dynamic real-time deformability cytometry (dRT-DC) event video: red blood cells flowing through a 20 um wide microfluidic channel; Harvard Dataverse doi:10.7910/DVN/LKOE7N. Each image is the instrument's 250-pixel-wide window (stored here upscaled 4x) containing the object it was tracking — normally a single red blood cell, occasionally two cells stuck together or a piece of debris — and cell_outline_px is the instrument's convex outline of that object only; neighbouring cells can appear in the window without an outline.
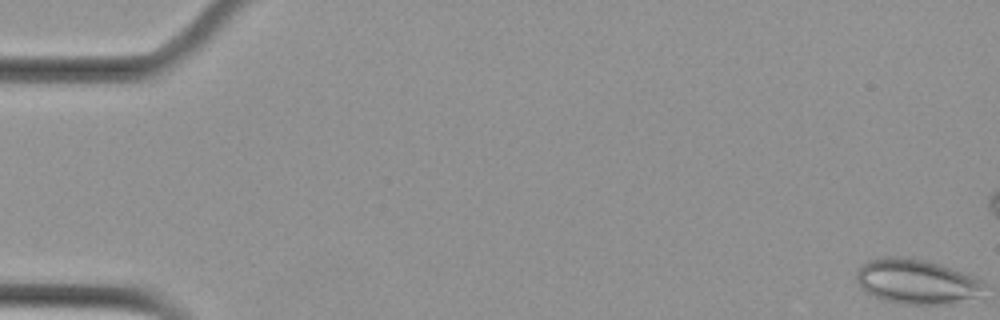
{"species": "Egyptian fruit bat (a non-hibernating species)", "species_latin": "Rousettus aegyptiacus", "temperature_condition": "cold", "stored_images_in_passage": 10, "camera_frame_rate_fps": 3000, "um_per_image_px": 0.085, "animal": {"sex": "female"}, "frame": {"image": 1, "passage_image": 1, "time_ms": 0.0, "image_size_px": [1000, 320], "cell_outline_px": [[984, 284], [976, 296], [944, 304], [900, 304], [884, 300], [868, 292], [856, 280], [856, 272], [868, 260], [884, 256], [900, 256], [924, 260], [940, 264], [976, 276]], "centroid_in_image_um": [77.87, 23.91], "position_along_channel_um": 7.1, "area_um2": 32.77}}
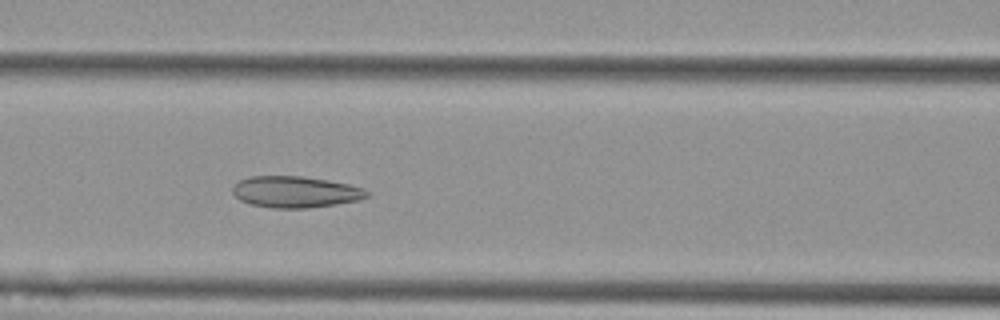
{"frame": {"image": 2, "passage_image": 7, "time_ms": 2.0, "image_size_px": [1000, 320], "cell_outline_px": [[372, 192], [368, 196], [360, 200], [336, 204], [308, 208], [272, 208], [252, 204], [240, 200], [232, 192], [232, 188], [240, 180], [252, 176], [300, 176], [328, 180], [348, 184], [364, 188]], "centroid_in_image_um": [25.15, 16.31], "position_along_channel_um": 141.4, "area_um2": 24.57}}
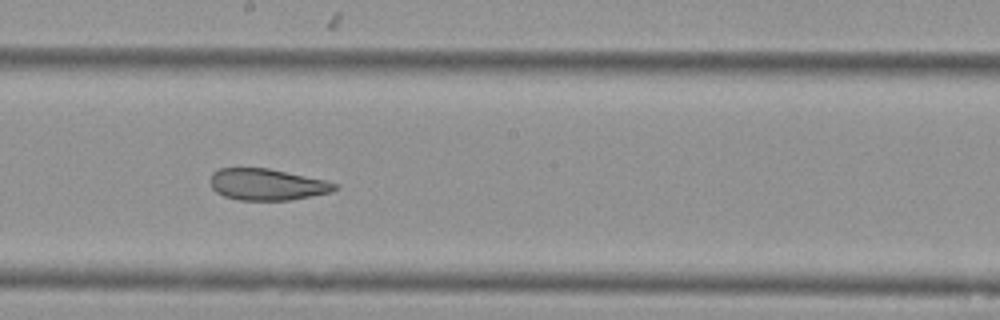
{"frame": {"image": 3, "passage_image": 9, "time_ms": 2.667, "image_size_px": [1000, 320], "cell_outline_px": [[340, 188], [332, 192], [288, 200], [240, 200], [224, 196], [216, 192], [212, 188], [208, 180], [212, 172], [220, 168], [268, 168], [324, 180], [340, 184]], "centroid_in_image_um": [22.68, 15.68], "position_along_channel_um": 225.5, "area_um2": 22.95}}